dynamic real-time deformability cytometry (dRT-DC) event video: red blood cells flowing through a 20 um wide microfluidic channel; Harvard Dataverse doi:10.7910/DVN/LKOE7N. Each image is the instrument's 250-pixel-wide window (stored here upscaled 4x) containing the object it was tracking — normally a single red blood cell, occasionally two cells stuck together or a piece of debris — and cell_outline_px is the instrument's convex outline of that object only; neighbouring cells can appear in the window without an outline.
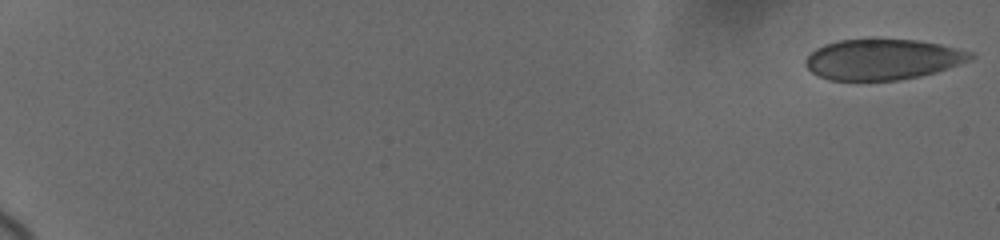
{"species": "human", "species_latin": "Homo sapiens", "temperature_condition": "cold", "stored_images_in_passage": 17, "camera_frame_rate_fps": 3000, "um_per_image_px": 0.085, "donor": {"sex": "female"}, "frame": {"image": 1, "passage_image": 1, "time_ms": 0.0, "image_size_px": [1000, 240], "cell_outline_px": [[976, 56], [968, 60], [936, 72], [920, 76], [900, 80], [828, 80], [816, 76], [804, 64], [804, 60], [816, 48], [824, 44], [840, 40], [876, 36], [916, 40], [940, 44], [972, 52]], "centroid_in_image_um": [74.98, 5.01], "position_along_channel_um": 10.0, "area_um2": 39.88}}
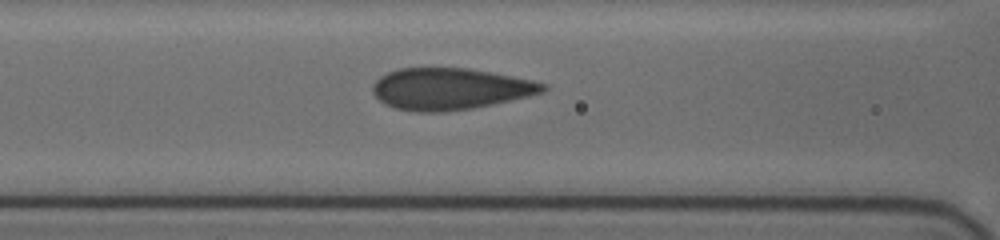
{"frame": {"image": 2, "passage_image": 15, "time_ms": 9.0, "image_size_px": [1000, 240], "cell_outline_px": [[548, 88], [544, 92], [528, 96], [472, 108], [448, 112], [416, 112], [396, 108], [384, 104], [372, 92], [372, 84], [380, 76], [388, 72], [400, 68], [468, 68], [532, 80], [548, 84]], "centroid_in_image_um": [38.24, 7.56], "position_along_channel_um": 128.4, "area_um2": 41.21}}
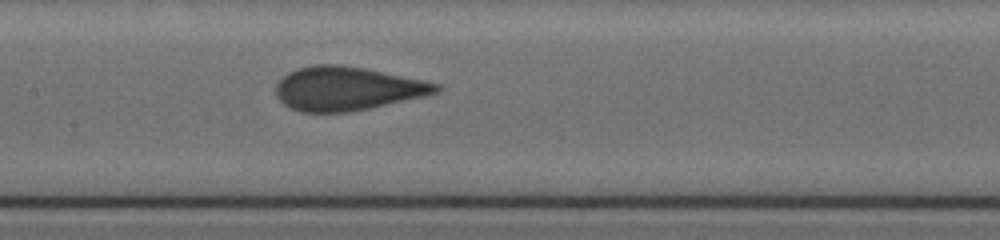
{"frame": {"image": 3, "passage_image": 17, "time_ms": 10.333, "image_size_px": [1000, 240], "cell_outline_px": [[440, 88], [436, 92], [424, 96], [372, 108], [352, 112], [300, 112], [284, 104], [276, 96], [276, 84], [288, 72], [296, 68], [316, 64], [340, 64], [364, 68], [424, 80], [440, 84]], "centroid_in_image_um": [29.49, 7.53], "position_along_channel_um": 177.9, "area_um2": 40.86}}